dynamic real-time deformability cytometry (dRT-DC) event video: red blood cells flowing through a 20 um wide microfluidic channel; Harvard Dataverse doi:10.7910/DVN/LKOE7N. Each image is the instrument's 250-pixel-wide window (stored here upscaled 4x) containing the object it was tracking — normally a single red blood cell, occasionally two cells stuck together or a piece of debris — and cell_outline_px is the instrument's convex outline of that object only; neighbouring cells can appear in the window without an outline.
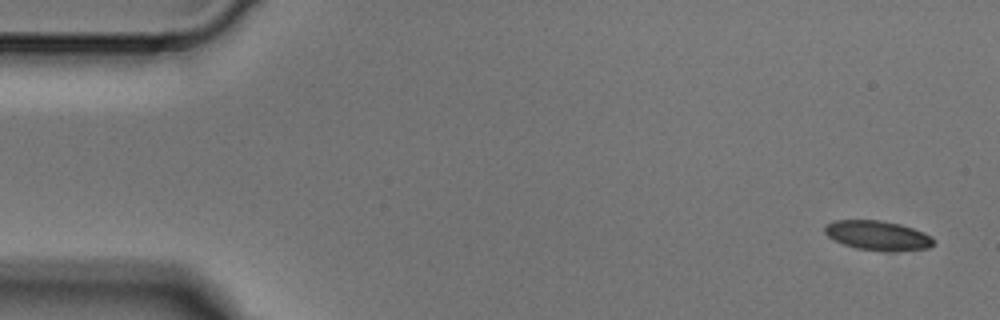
{"species": "Egyptian fruit bat (a non-hibernating species)", "species_latin": "Rousettus aegyptiacus", "temperature_condition": "cold", "stored_images_in_passage": 4, "camera_frame_rate_fps": 3000, "um_per_image_px": 0.085, "animal": {"sex": "male"}, "frame": {"image": 1, "passage_image": 1, "time_ms": 0.0, "image_size_px": [1000, 320], "cell_outline_px": [[936, 244], [928, 248], [900, 252], [884, 252], [856, 248], [844, 244], [828, 236], [824, 232], [824, 228], [832, 220], [880, 220], [900, 224], [924, 232], [932, 236]], "centroid_in_image_um": [74.66, 20.03], "position_along_channel_um": 10.3, "area_um2": 19.02}}
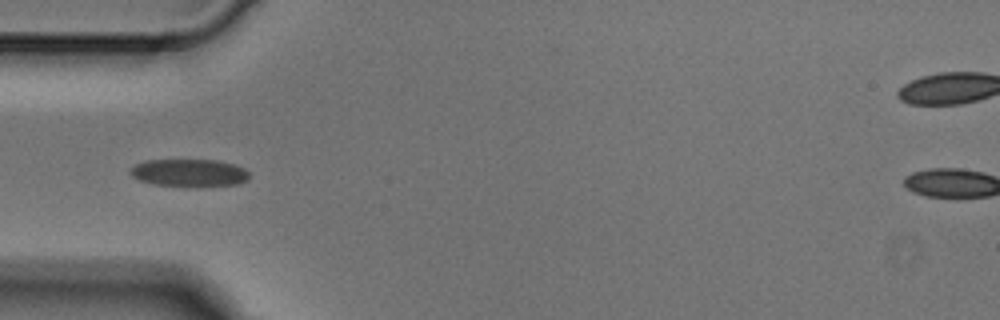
{"frame": {"image": 2, "passage_image": 4, "time_ms": 1.0, "image_size_px": [1000, 320], "cell_outline_px": [[248, 180], [236, 184], [152, 184], [140, 180], [132, 176], [128, 172], [136, 164], [144, 160], [220, 160], [236, 164], [244, 168], [248, 172]], "centroid_in_image_um": [16.07, 14.64], "position_along_channel_um": 68.9, "area_um2": 18.38}}